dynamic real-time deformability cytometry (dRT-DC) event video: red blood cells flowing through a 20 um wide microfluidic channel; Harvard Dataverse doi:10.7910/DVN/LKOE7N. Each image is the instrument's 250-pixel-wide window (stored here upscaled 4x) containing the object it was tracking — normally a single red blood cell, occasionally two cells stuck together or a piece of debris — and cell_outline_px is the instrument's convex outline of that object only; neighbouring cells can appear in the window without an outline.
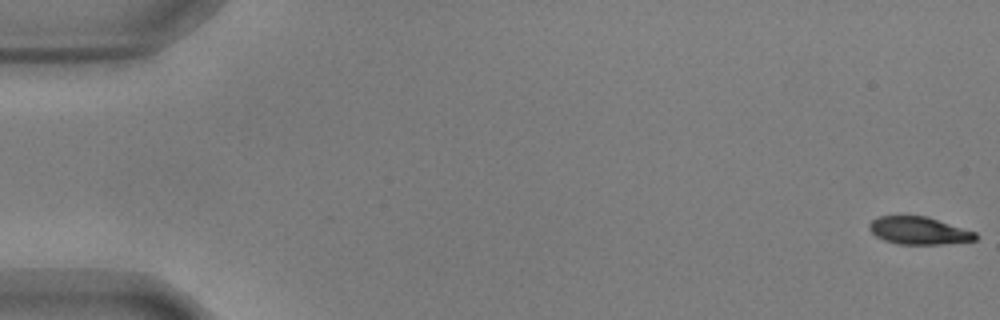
{"species": "common noctule bat (a hibernating species)", "species_latin": "Nyctalus noctula", "temperature_condition": "warm", "stored_images_in_passage": 18, "camera_frame_rate_fps": 3000, "um_per_image_px": 0.085, "animal": {"sex": "male", "body_mass_g": 17.9, "forearm_length_mm": 54.2}, "frame": {"image": 1, "passage_image": 1, "time_ms": 0.0, "image_size_px": [1000, 320], "cell_outline_px": [[976, 240], [940, 244], [900, 244], [884, 240], [876, 236], [868, 228], [868, 224], [876, 216], [928, 216], [976, 232]], "centroid_in_image_um": [78.08, 19.59], "position_along_channel_um": 6.9, "area_um2": 17.05}}
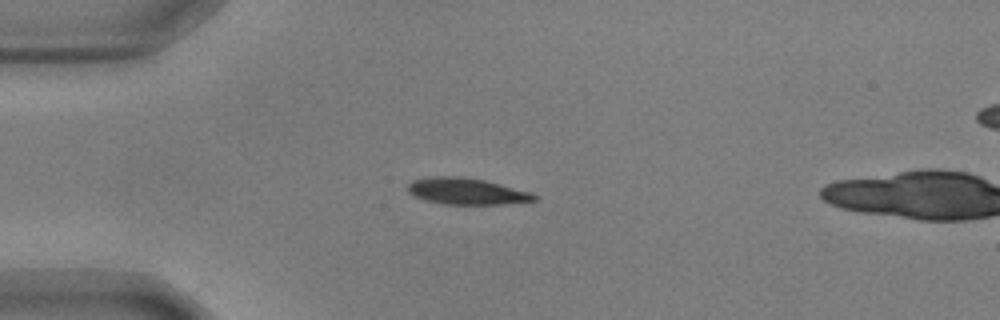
{"frame": {"image": 2, "passage_image": 15, "time_ms": 4.667, "image_size_px": [1000, 320], "cell_outline_px": [[536, 200], [500, 204], [444, 204], [424, 200], [408, 192], [408, 184], [412, 180], [428, 176], [460, 176], [484, 180], [532, 192], [536, 196]], "centroid_in_image_um": [39.62, 16.25], "position_along_channel_um": 45.4, "area_um2": 19.42}}